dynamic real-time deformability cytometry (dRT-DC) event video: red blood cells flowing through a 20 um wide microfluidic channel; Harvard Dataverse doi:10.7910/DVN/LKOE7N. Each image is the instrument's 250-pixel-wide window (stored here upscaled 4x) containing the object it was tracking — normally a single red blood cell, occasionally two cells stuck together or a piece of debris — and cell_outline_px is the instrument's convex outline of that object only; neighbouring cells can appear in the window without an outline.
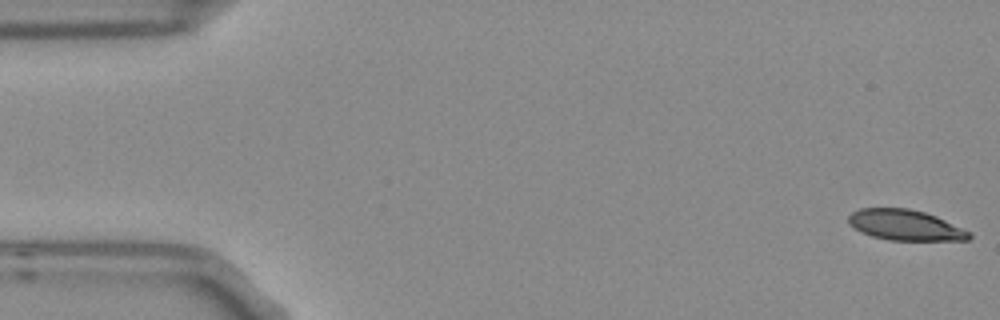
{"species": "Egyptian fruit bat (a non-hibernating species)", "species_latin": "Rousettus aegyptiacus", "temperature_condition": "room temperature", "stored_images_in_passage": 5, "camera_frame_rate_fps": 3000, "um_per_image_px": 0.085, "frame": {"image": 1, "passage_image": 1, "time_ms": 0.0, "image_size_px": [1000, 320], "cell_outline_px": [[972, 236], [968, 240], [888, 240], [872, 236], [860, 232], [848, 224], [848, 216], [852, 212], [860, 208], [908, 208], [924, 212], [936, 216], [968, 232]], "centroid_in_image_um": [76.87, 19.13], "position_along_channel_um": 8.1, "area_um2": 21.33}}